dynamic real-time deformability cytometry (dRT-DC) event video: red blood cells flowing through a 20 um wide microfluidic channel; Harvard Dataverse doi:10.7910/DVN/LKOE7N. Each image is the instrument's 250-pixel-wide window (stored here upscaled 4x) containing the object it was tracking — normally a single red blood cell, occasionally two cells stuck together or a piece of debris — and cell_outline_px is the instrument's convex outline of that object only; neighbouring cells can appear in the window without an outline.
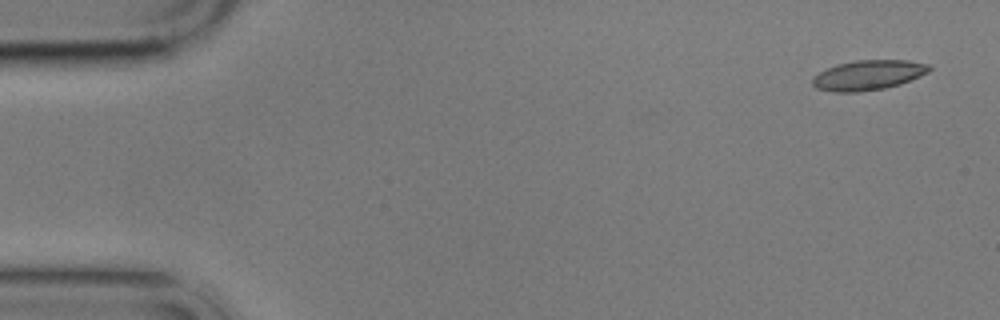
{"species": "common noctule bat (a hibernating species)", "species_latin": "Nyctalus noctula", "temperature_condition": "cold", "stored_images_in_passage": 4, "camera_frame_rate_fps": 3000, "um_per_image_px": 0.085, "animal": {"sex": "male", "body_mass_g": 17.9}, "frame": {"image": 1, "passage_image": 1, "time_ms": 0.0, "image_size_px": [1000, 320], "cell_outline_px": [[932, 68], [928, 72], [920, 76], [900, 84], [884, 88], [856, 92], [832, 92], [816, 88], [812, 84], [812, 80], [820, 72], [836, 64], [856, 60], [908, 60], [932, 64]], "centroid_in_image_um": [73.83, 6.37], "position_along_channel_um": 11.2, "area_um2": 20.35}}
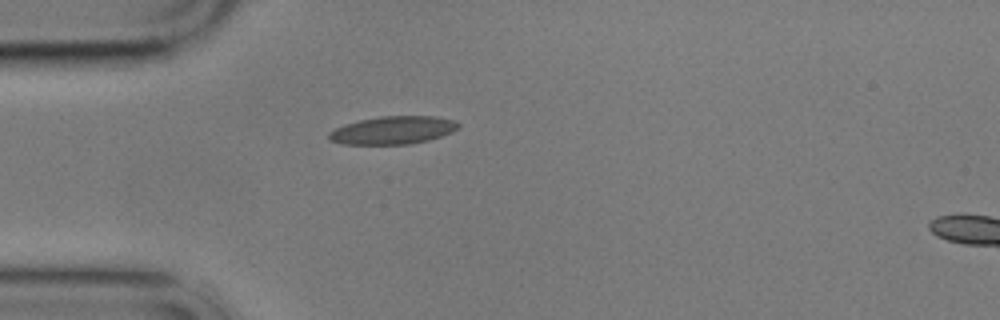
{"frame": {"image": 2, "passage_image": 4, "time_ms": 4.333, "image_size_px": [1000, 320], "cell_outline_px": [[460, 128], [452, 132], [428, 140], [408, 144], [340, 144], [328, 140], [328, 132], [336, 128], [360, 120], [380, 116], [436, 116], [456, 120], [460, 124]], "centroid_in_image_um": [33.42, 11.06], "position_along_channel_um": 51.6, "area_um2": 21.1}}